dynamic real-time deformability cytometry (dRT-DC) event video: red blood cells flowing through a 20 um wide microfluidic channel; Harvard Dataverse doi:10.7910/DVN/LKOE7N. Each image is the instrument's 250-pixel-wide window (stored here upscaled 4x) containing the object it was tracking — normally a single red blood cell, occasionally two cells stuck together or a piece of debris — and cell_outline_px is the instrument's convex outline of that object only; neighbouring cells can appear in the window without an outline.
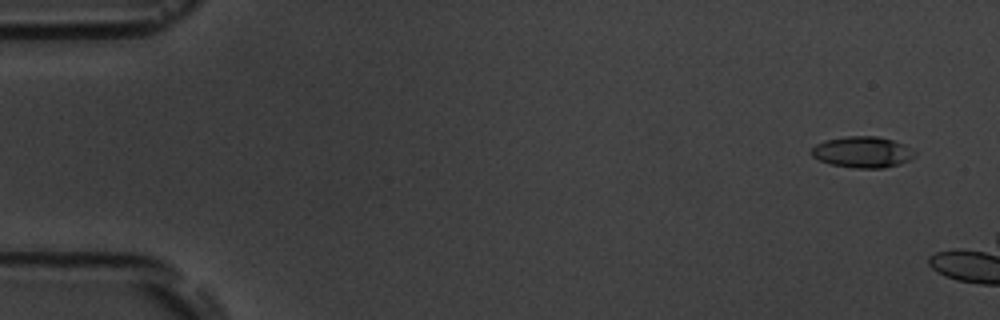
{"species": "common noctule bat (a hibernating species)", "species_latin": "Nyctalus noctula", "temperature_condition": "room temperature", "stored_images_in_passage": 3, "camera_frame_rate_fps": 3000, "um_per_image_px": 0.085, "animal": {"sex": "male", "body_mass_g": 19.5, "forearm_length_mm": 54.6}, "frame": {"image": 1, "passage_image": 1, "time_ms": 0.0, "image_size_px": [1000, 320], "cell_outline_px": [[916, 156], [900, 164], [884, 168], [856, 168], [832, 164], [820, 160], [812, 156], [808, 152], [816, 144], [824, 140], [848, 136], [876, 136], [892, 140], [904, 144], [916, 152]], "centroid_in_image_um": [73.31, 12.92], "position_along_channel_um": 11.7, "area_um2": 18.79}}